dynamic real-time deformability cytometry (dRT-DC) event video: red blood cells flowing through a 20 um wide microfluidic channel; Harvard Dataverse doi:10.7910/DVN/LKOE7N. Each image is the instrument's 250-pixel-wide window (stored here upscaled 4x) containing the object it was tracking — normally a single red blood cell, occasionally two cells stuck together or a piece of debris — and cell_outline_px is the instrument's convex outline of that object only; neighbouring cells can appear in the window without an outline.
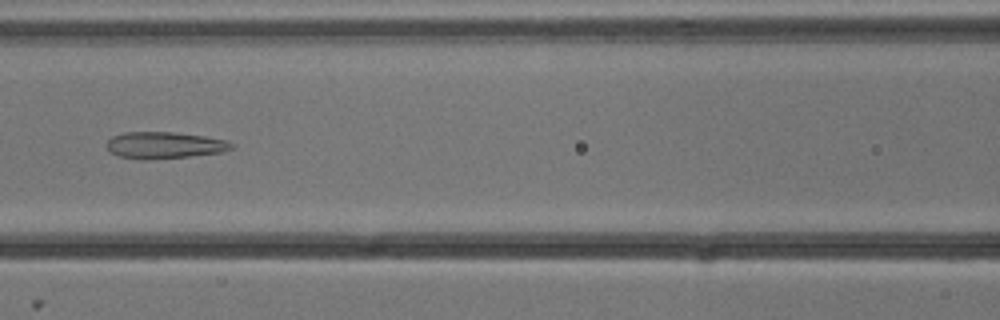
{"species": "common noctule bat (a hibernating species)", "species_latin": "Nyctalus noctula", "temperature_condition": "cold", "stored_images_in_passage": 9, "camera_frame_rate_fps": 3000, "um_per_image_px": 0.085, "animal": {"sex": "male", "body_mass_g": 13.3}, "frame": {"image": 1, "passage_image": 6, "time_ms": 1.667, "image_size_px": [1000, 320], "cell_outline_px": [[236, 144], [232, 148], [220, 152], [188, 156], [148, 160], [140, 160], [120, 156], [108, 152], [108, 140], [112, 136], [124, 132], [176, 132], [204, 136], [228, 140]], "centroid_in_image_um": [13.98, 12.34], "position_along_channel_um": 152.6, "area_um2": 19.48}}
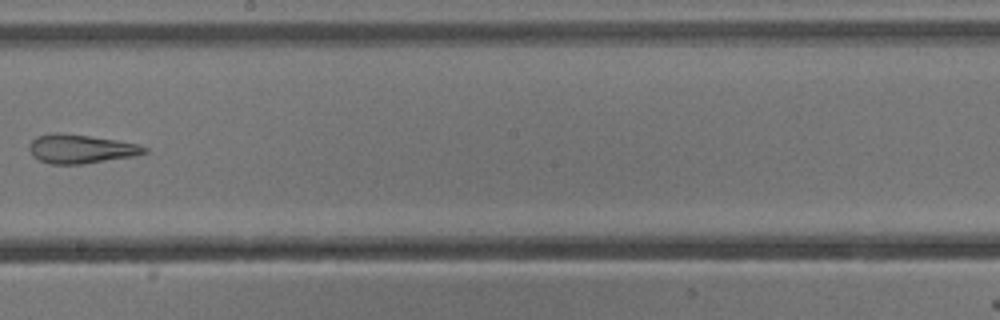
{"frame": {"image": 2, "passage_image": 8, "time_ms": 2.333, "image_size_px": [1000, 320], "cell_outline_px": [[148, 152], [136, 156], [84, 164], [52, 164], [40, 160], [32, 156], [28, 148], [28, 144], [36, 136], [88, 136], [116, 140], [140, 144], [148, 148]], "centroid_in_image_um": [6.95, 12.71], "position_along_channel_um": 241.2, "area_um2": 18.79}}
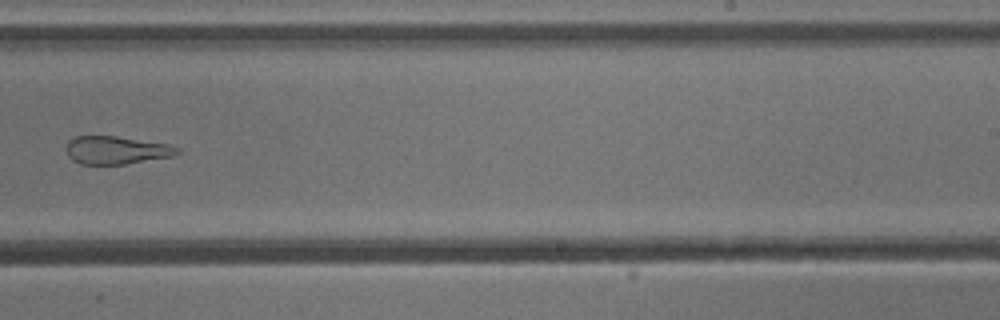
{"frame": {"image": 3, "passage_image": 9, "time_ms": 2.667, "image_size_px": [1000, 320], "cell_outline_px": [[184, 152], [172, 156], [124, 164], [80, 164], [72, 160], [68, 156], [68, 140], [76, 136], [116, 136], [168, 144], [180, 148]], "centroid_in_image_um": [9.92, 12.76], "position_along_channel_um": 279.1, "area_um2": 18.03}}